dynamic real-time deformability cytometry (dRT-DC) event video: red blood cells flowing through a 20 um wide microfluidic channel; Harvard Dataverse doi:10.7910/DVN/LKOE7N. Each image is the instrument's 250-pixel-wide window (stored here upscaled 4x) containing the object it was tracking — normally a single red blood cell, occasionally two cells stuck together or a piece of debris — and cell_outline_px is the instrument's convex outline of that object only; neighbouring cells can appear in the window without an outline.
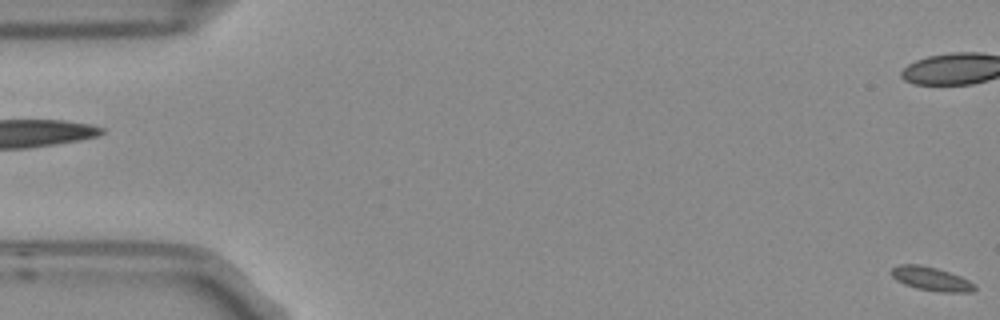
{"species": "Egyptian fruit bat (a non-hibernating species)", "species_latin": "Rousettus aegyptiacus", "temperature_condition": "room temperature", "stored_images_in_passage": 5, "segment_of_instrument_passage": [2, 2], "camera_frame_rate_fps": 3000, "um_per_image_px": 0.085, "frame": {"image": 1, "passage_image": 5, "time_ms": 1.333, "image_size_px": [1000, 320], "cell_outline_px": [[976, 288], [972, 292], [940, 292], [916, 288], [904, 284], [896, 280], [888, 272], [892, 268], [900, 264], [920, 264], [936, 268], [960, 276], [976, 284]], "centroid_in_image_um": [79.13, 23.7], "position_along_channel_um": 5.9, "area_um2": 11.62}}